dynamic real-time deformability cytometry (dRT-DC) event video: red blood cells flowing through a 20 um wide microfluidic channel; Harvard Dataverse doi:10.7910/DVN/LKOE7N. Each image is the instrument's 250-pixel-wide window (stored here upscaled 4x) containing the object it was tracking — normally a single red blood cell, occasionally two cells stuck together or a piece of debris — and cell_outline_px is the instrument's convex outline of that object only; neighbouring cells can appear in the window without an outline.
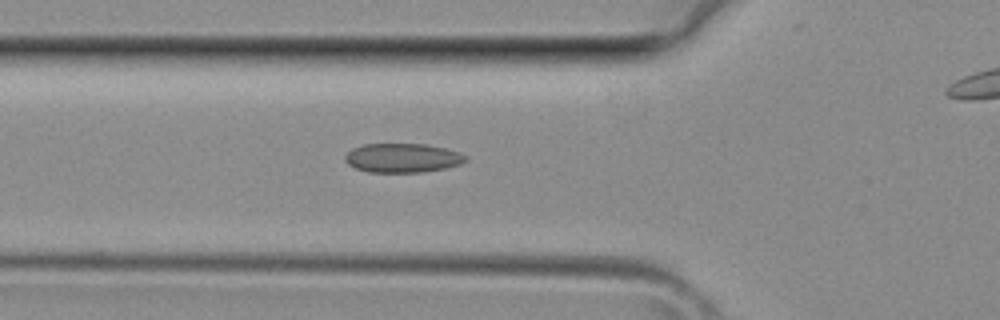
{"species": "common noctule bat (a hibernating species)", "species_latin": "Nyctalus noctula", "temperature_condition": "room temperature", "stored_images_in_passage": 25, "camera_frame_rate_fps": 3000, "um_per_image_px": 0.085, "animal": {"sex": "female", "body_mass_g": 29.2, "forearm_length_mm": 56.3}, "frame": {"image": 1, "passage_image": 5, "time_ms": 1.333, "image_size_px": [1000, 320], "cell_outline_px": [[468, 160], [460, 164], [444, 168], [420, 172], [368, 172], [356, 168], [348, 164], [344, 160], [344, 156], [352, 148], [364, 144], [424, 144], [444, 148], [460, 152], [468, 156]], "centroid_in_image_um": [34.21, 13.42], "position_along_channel_um": 91.6, "area_um2": 20.46}}
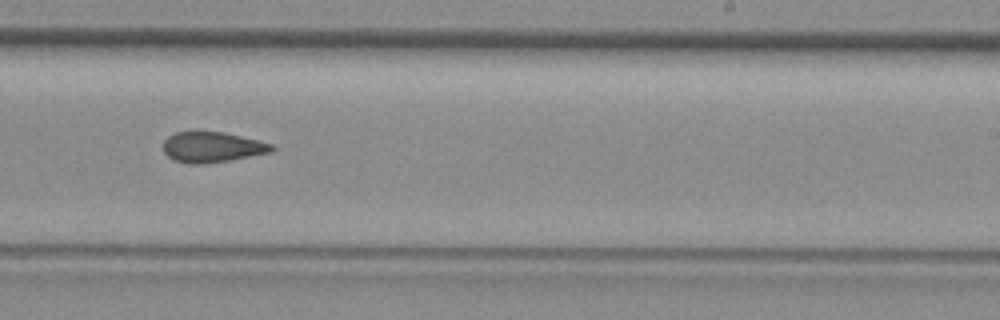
{"frame": {"image": 2, "passage_image": 15, "time_ms": 4.667, "image_size_px": [1000, 320], "cell_outline_px": [[276, 148], [272, 152], [228, 160], [200, 164], [188, 164], [176, 160], [168, 156], [164, 152], [164, 140], [168, 136], [176, 132], [196, 128], [224, 132], [272, 144]], "centroid_in_image_um": [17.99, 12.45], "position_along_channel_um": 271.0, "area_um2": 19.65}}
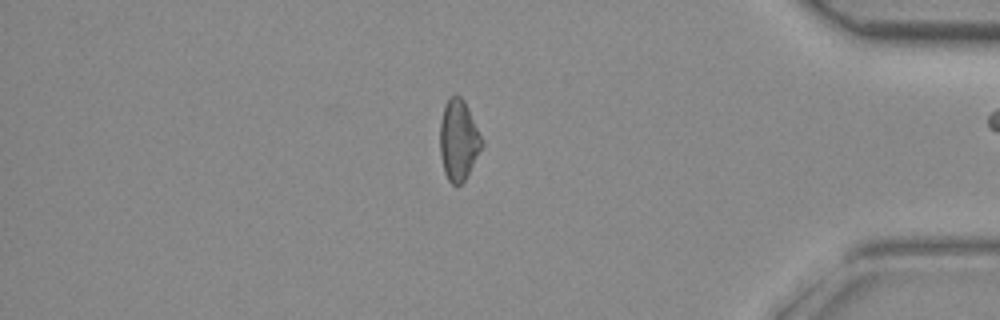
{"frame": {"image": 3, "passage_image": 24, "time_ms": 7.667, "image_size_px": [1000, 320], "cell_outline_px": [[484, 144], [464, 180], [460, 184], [452, 184], [448, 180], [444, 172], [440, 156], [440, 124], [444, 104], [452, 96], [460, 96], [464, 100], [484, 140]], "centroid_in_image_um": [38.98, 11.9], "position_along_channel_um": 396.2, "area_um2": 19.59}}